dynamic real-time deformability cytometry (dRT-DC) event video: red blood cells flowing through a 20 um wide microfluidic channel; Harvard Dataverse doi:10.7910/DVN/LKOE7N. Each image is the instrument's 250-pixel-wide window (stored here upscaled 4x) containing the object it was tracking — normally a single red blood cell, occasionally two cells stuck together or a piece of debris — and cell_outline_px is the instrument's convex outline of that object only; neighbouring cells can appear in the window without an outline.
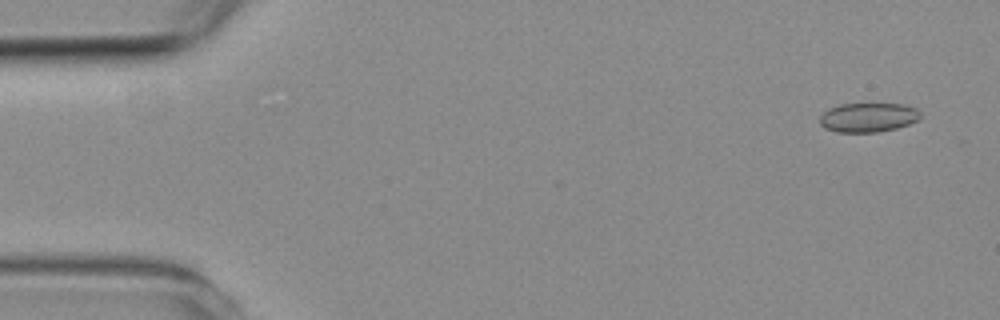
{"species": "common noctule bat (a hibernating species)", "species_latin": "Nyctalus noctula", "temperature_condition": "room temperature", "stored_images_in_passage": 7, "camera_frame_rate_fps": 3000, "um_per_image_px": 0.085, "animal": {"sex": "female", "body_mass_g": 19.3, "forearm_length_mm": 54.1}, "frame": {"image": 1, "passage_image": 1, "time_ms": 0.0, "image_size_px": [1000, 320], "cell_outline_px": [[920, 116], [916, 120], [908, 124], [896, 128], [876, 132], [836, 132], [824, 128], [820, 124], [820, 116], [828, 108], [840, 104], [904, 104], [916, 108], [920, 112]], "centroid_in_image_um": [73.76, 9.98], "position_along_channel_um": 11.2, "area_um2": 17.11}}
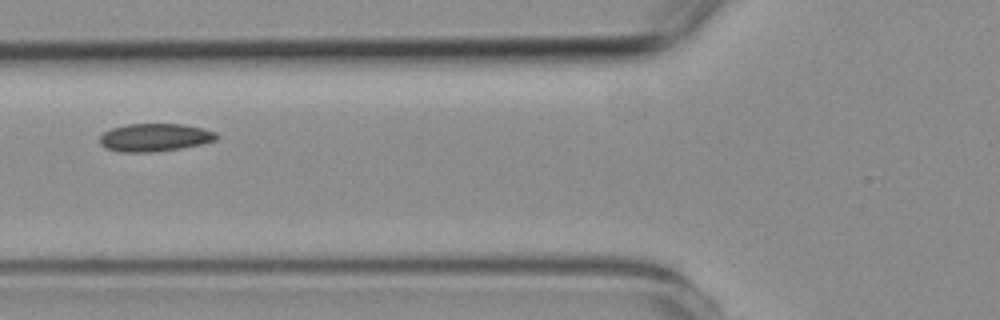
{"frame": {"image": 2, "passage_image": 6, "time_ms": 9.667, "image_size_px": [1000, 320], "cell_outline_px": [[220, 136], [216, 140], [200, 144], [180, 148], [152, 152], [120, 152], [108, 148], [100, 144], [100, 136], [104, 132], [112, 128], [124, 124], [184, 124], [204, 128], [216, 132]], "centroid_in_image_um": [13.18, 11.67], "position_along_channel_um": 112.6, "area_um2": 19.02}}
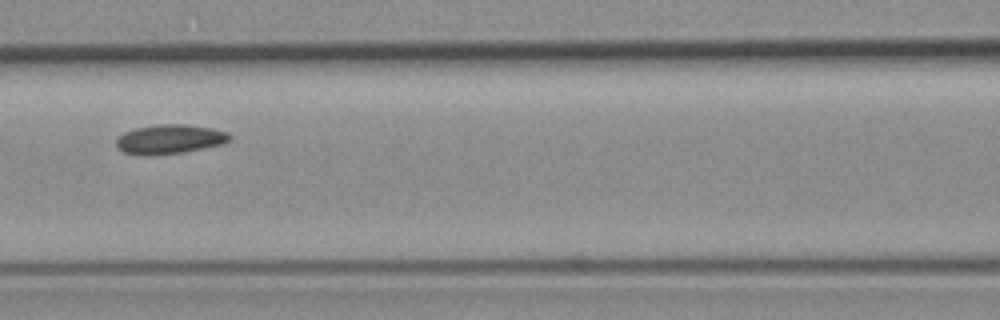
{"frame": {"image": 3, "passage_image": 7, "time_ms": 10.667, "image_size_px": [1000, 320], "cell_outline_px": [[232, 136], [228, 140], [220, 144], [184, 152], [124, 152], [116, 144], [116, 140], [124, 132], [136, 128], [160, 124], [184, 124], [212, 128], [228, 132]], "centroid_in_image_um": [14.5, 11.77], "position_along_channel_um": 152.1, "area_um2": 18.26}}